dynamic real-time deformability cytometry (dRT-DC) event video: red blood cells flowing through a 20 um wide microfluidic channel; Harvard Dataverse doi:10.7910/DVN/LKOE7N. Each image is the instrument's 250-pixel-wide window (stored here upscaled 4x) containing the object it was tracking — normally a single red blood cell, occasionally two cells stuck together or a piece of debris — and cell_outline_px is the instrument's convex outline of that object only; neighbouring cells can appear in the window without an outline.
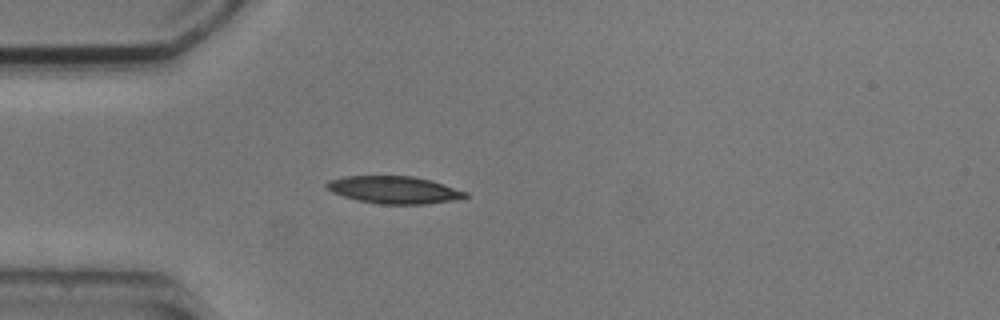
{"species": "common noctule bat (a hibernating species)", "species_latin": "Nyctalus noctula", "temperature_condition": "cold", "stored_images_in_passage": 1, "camera_frame_rate_fps": 3000, "um_per_image_px": 0.085, "animal": {"sex": "male", "body_mass_g": 20.5, "forearm_length_mm": 52.5}, "frame": {"image": 1, "passage_image": 1, "time_ms": 0.0, "image_size_px": [1000, 320], "cell_outline_px": [[468, 196], [452, 200], [424, 204], [380, 204], [360, 200], [344, 196], [332, 192], [324, 184], [328, 180], [344, 176], [412, 176], [432, 180], [468, 192]], "centroid_in_image_um": [33.5, 16.12], "position_along_channel_um": 51.5, "area_um2": 21.96}}